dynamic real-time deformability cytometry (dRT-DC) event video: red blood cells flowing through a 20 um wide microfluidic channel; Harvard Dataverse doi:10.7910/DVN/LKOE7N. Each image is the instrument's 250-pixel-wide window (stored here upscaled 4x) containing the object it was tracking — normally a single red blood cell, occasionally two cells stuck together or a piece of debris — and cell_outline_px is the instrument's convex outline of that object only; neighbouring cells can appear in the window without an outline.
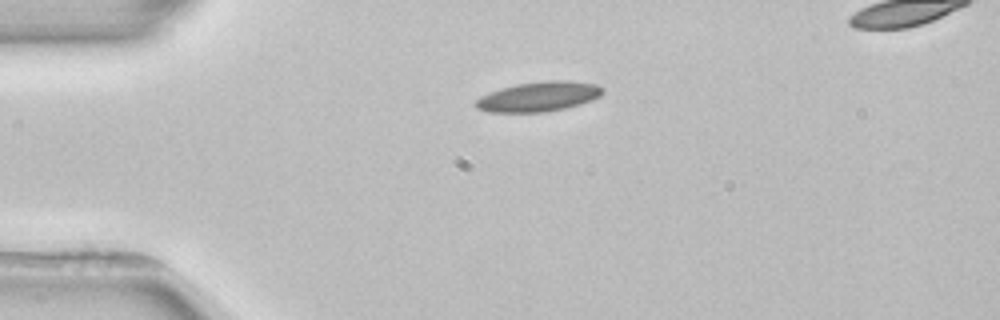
{"species": "common noctule bat (a hibernating species)", "species_latin": "Nyctalus noctula", "temperature_condition": "room temperature", "stored_images_in_passage": 3, "camera_frame_rate_fps": 3000, "um_per_image_px": 0.085, "animal": {"sex": "female", "body_mass_g": 22.7, "forearm_length_mm": 54.2}, "frame": {"image": 1, "passage_image": 3, "time_ms": 3.0, "image_size_px": [1000, 320], "cell_outline_px": [[604, 92], [600, 96], [580, 104], [564, 108], [544, 112], [488, 112], [476, 108], [476, 100], [480, 96], [500, 88], [516, 84], [548, 80], [564, 80], [596, 84]], "centroid_in_image_um": [45.75, 8.21], "position_along_channel_um": 39.2, "area_um2": 21.85}}